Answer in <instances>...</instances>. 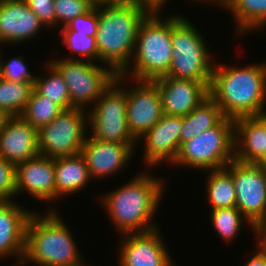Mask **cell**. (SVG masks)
I'll list each match as a JSON object with an SVG mask.
<instances>
[{"instance_id": "cell-1", "label": "cell", "mask_w": 266, "mask_h": 266, "mask_svg": "<svg viewBox=\"0 0 266 266\" xmlns=\"http://www.w3.org/2000/svg\"><path fill=\"white\" fill-rule=\"evenodd\" d=\"M209 96L227 118L258 116L266 111V62L244 67L215 63Z\"/></svg>"}, {"instance_id": "cell-2", "label": "cell", "mask_w": 266, "mask_h": 266, "mask_svg": "<svg viewBox=\"0 0 266 266\" xmlns=\"http://www.w3.org/2000/svg\"><path fill=\"white\" fill-rule=\"evenodd\" d=\"M150 175L148 171L138 173L127 184L101 196V205L108 211L110 220L121 235L159 228L153 223V217L166 187L162 178Z\"/></svg>"}, {"instance_id": "cell-3", "label": "cell", "mask_w": 266, "mask_h": 266, "mask_svg": "<svg viewBox=\"0 0 266 266\" xmlns=\"http://www.w3.org/2000/svg\"><path fill=\"white\" fill-rule=\"evenodd\" d=\"M96 8L99 63H104L120 74L130 64L139 25L148 13L131 0Z\"/></svg>"}, {"instance_id": "cell-4", "label": "cell", "mask_w": 266, "mask_h": 266, "mask_svg": "<svg viewBox=\"0 0 266 266\" xmlns=\"http://www.w3.org/2000/svg\"><path fill=\"white\" fill-rule=\"evenodd\" d=\"M55 210L45 216L32 212L26 225L24 257L15 264L24 266L30 261L35 266L84 265L73 234Z\"/></svg>"}, {"instance_id": "cell-5", "label": "cell", "mask_w": 266, "mask_h": 266, "mask_svg": "<svg viewBox=\"0 0 266 266\" xmlns=\"http://www.w3.org/2000/svg\"><path fill=\"white\" fill-rule=\"evenodd\" d=\"M171 58V17L148 14L138 28L132 64L120 74L133 82L153 81L169 73Z\"/></svg>"}, {"instance_id": "cell-6", "label": "cell", "mask_w": 266, "mask_h": 266, "mask_svg": "<svg viewBox=\"0 0 266 266\" xmlns=\"http://www.w3.org/2000/svg\"><path fill=\"white\" fill-rule=\"evenodd\" d=\"M171 42V67L166 76L207 82L210 85L215 63L211 61V52L207 50V41L182 14L171 15Z\"/></svg>"}, {"instance_id": "cell-7", "label": "cell", "mask_w": 266, "mask_h": 266, "mask_svg": "<svg viewBox=\"0 0 266 266\" xmlns=\"http://www.w3.org/2000/svg\"><path fill=\"white\" fill-rule=\"evenodd\" d=\"M234 140V120L225 117L218 125L184 142L172 165L206 172L224 168L235 159Z\"/></svg>"}, {"instance_id": "cell-8", "label": "cell", "mask_w": 266, "mask_h": 266, "mask_svg": "<svg viewBox=\"0 0 266 266\" xmlns=\"http://www.w3.org/2000/svg\"><path fill=\"white\" fill-rule=\"evenodd\" d=\"M127 79L118 74L111 85L89 109L88 125L91 137L103 142L139 143L130 133L127 117ZM123 82V83H122Z\"/></svg>"}, {"instance_id": "cell-9", "label": "cell", "mask_w": 266, "mask_h": 266, "mask_svg": "<svg viewBox=\"0 0 266 266\" xmlns=\"http://www.w3.org/2000/svg\"><path fill=\"white\" fill-rule=\"evenodd\" d=\"M49 62L59 71L68 86L71 105L86 109L99 99L118 75L111 67L78 59H52ZM94 102V103H93ZM86 107V108H85Z\"/></svg>"}, {"instance_id": "cell-10", "label": "cell", "mask_w": 266, "mask_h": 266, "mask_svg": "<svg viewBox=\"0 0 266 266\" xmlns=\"http://www.w3.org/2000/svg\"><path fill=\"white\" fill-rule=\"evenodd\" d=\"M86 116L88 113L82 108L63 110L38 129L39 155L57 158L81 153L88 126Z\"/></svg>"}, {"instance_id": "cell-11", "label": "cell", "mask_w": 266, "mask_h": 266, "mask_svg": "<svg viewBox=\"0 0 266 266\" xmlns=\"http://www.w3.org/2000/svg\"><path fill=\"white\" fill-rule=\"evenodd\" d=\"M236 207L258 228L266 223V172L256 163L232 160Z\"/></svg>"}, {"instance_id": "cell-12", "label": "cell", "mask_w": 266, "mask_h": 266, "mask_svg": "<svg viewBox=\"0 0 266 266\" xmlns=\"http://www.w3.org/2000/svg\"><path fill=\"white\" fill-rule=\"evenodd\" d=\"M127 89L126 117L131 135L139 141L164 115L157 85L138 81Z\"/></svg>"}, {"instance_id": "cell-13", "label": "cell", "mask_w": 266, "mask_h": 266, "mask_svg": "<svg viewBox=\"0 0 266 266\" xmlns=\"http://www.w3.org/2000/svg\"><path fill=\"white\" fill-rule=\"evenodd\" d=\"M156 228L123 234L118 251L119 266H175L162 235ZM120 257V258H119ZM174 263V264H173Z\"/></svg>"}, {"instance_id": "cell-14", "label": "cell", "mask_w": 266, "mask_h": 266, "mask_svg": "<svg viewBox=\"0 0 266 266\" xmlns=\"http://www.w3.org/2000/svg\"><path fill=\"white\" fill-rule=\"evenodd\" d=\"M159 89L164 115L186 116L209 96L207 82L163 76L153 80Z\"/></svg>"}, {"instance_id": "cell-15", "label": "cell", "mask_w": 266, "mask_h": 266, "mask_svg": "<svg viewBox=\"0 0 266 266\" xmlns=\"http://www.w3.org/2000/svg\"><path fill=\"white\" fill-rule=\"evenodd\" d=\"M182 116L163 115L141 138L144 139L143 161L149 170L158 164H172L180 150ZM164 160V161H163Z\"/></svg>"}, {"instance_id": "cell-16", "label": "cell", "mask_w": 266, "mask_h": 266, "mask_svg": "<svg viewBox=\"0 0 266 266\" xmlns=\"http://www.w3.org/2000/svg\"><path fill=\"white\" fill-rule=\"evenodd\" d=\"M86 137L81 154L88 166L91 179L106 178L126 168L136 144L103 142L90 135Z\"/></svg>"}, {"instance_id": "cell-17", "label": "cell", "mask_w": 266, "mask_h": 266, "mask_svg": "<svg viewBox=\"0 0 266 266\" xmlns=\"http://www.w3.org/2000/svg\"><path fill=\"white\" fill-rule=\"evenodd\" d=\"M15 190V197L25 191L37 200H56L54 158L37 155L17 164Z\"/></svg>"}, {"instance_id": "cell-18", "label": "cell", "mask_w": 266, "mask_h": 266, "mask_svg": "<svg viewBox=\"0 0 266 266\" xmlns=\"http://www.w3.org/2000/svg\"><path fill=\"white\" fill-rule=\"evenodd\" d=\"M45 27L25 0H0V42H28ZM0 43V44H1Z\"/></svg>"}, {"instance_id": "cell-19", "label": "cell", "mask_w": 266, "mask_h": 266, "mask_svg": "<svg viewBox=\"0 0 266 266\" xmlns=\"http://www.w3.org/2000/svg\"><path fill=\"white\" fill-rule=\"evenodd\" d=\"M38 130L21 116L9 117L0 130V157L15 166L39 155Z\"/></svg>"}, {"instance_id": "cell-20", "label": "cell", "mask_w": 266, "mask_h": 266, "mask_svg": "<svg viewBox=\"0 0 266 266\" xmlns=\"http://www.w3.org/2000/svg\"><path fill=\"white\" fill-rule=\"evenodd\" d=\"M15 202L0 201V259L24 257L26 225L32 211Z\"/></svg>"}, {"instance_id": "cell-21", "label": "cell", "mask_w": 266, "mask_h": 266, "mask_svg": "<svg viewBox=\"0 0 266 266\" xmlns=\"http://www.w3.org/2000/svg\"><path fill=\"white\" fill-rule=\"evenodd\" d=\"M235 160L243 163H257L266 153V127L257 117H243L234 120Z\"/></svg>"}, {"instance_id": "cell-22", "label": "cell", "mask_w": 266, "mask_h": 266, "mask_svg": "<svg viewBox=\"0 0 266 266\" xmlns=\"http://www.w3.org/2000/svg\"><path fill=\"white\" fill-rule=\"evenodd\" d=\"M56 199L77 193L91 181L88 166L81 153L54 158Z\"/></svg>"}, {"instance_id": "cell-23", "label": "cell", "mask_w": 266, "mask_h": 266, "mask_svg": "<svg viewBox=\"0 0 266 266\" xmlns=\"http://www.w3.org/2000/svg\"><path fill=\"white\" fill-rule=\"evenodd\" d=\"M224 118L220 107L208 96L188 115L182 116L180 146L194 136L218 125Z\"/></svg>"}, {"instance_id": "cell-24", "label": "cell", "mask_w": 266, "mask_h": 266, "mask_svg": "<svg viewBox=\"0 0 266 266\" xmlns=\"http://www.w3.org/2000/svg\"><path fill=\"white\" fill-rule=\"evenodd\" d=\"M224 8L233 14L238 35L266 28V0H230Z\"/></svg>"}, {"instance_id": "cell-25", "label": "cell", "mask_w": 266, "mask_h": 266, "mask_svg": "<svg viewBox=\"0 0 266 266\" xmlns=\"http://www.w3.org/2000/svg\"><path fill=\"white\" fill-rule=\"evenodd\" d=\"M206 180L211 209L236 207V190L232 178V161L224 168L209 170Z\"/></svg>"}, {"instance_id": "cell-26", "label": "cell", "mask_w": 266, "mask_h": 266, "mask_svg": "<svg viewBox=\"0 0 266 266\" xmlns=\"http://www.w3.org/2000/svg\"><path fill=\"white\" fill-rule=\"evenodd\" d=\"M45 64V70L47 73L49 72V76L47 74L45 78L42 77V75L36 77L34 81V90L38 94L47 97L49 100H53L64 110L74 108L71 105L68 86L63 77L49 61H46Z\"/></svg>"}, {"instance_id": "cell-27", "label": "cell", "mask_w": 266, "mask_h": 266, "mask_svg": "<svg viewBox=\"0 0 266 266\" xmlns=\"http://www.w3.org/2000/svg\"><path fill=\"white\" fill-rule=\"evenodd\" d=\"M34 90V83L0 79V109L10 117L20 116Z\"/></svg>"}, {"instance_id": "cell-28", "label": "cell", "mask_w": 266, "mask_h": 266, "mask_svg": "<svg viewBox=\"0 0 266 266\" xmlns=\"http://www.w3.org/2000/svg\"><path fill=\"white\" fill-rule=\"evenodd\" d=\"M210 215L213 230L217 231L226 243L232 242L237 237L242 229L241 226L244 225L243 223H247L253 229V234H256V228L242 215L237 207L211 209Z\"/></svg>"}, {"instance_id": "cell-29", "label": "cell", "mask_w": 266, "mask_h": 266, "mask_svg": "<svg viewBox=\"0 0 266 266\" xmlns=\"http://www.w3.org/2000/svg\"><path fill=\"white\" fill-rule=\"evenodd\" d=\"M63 110L53 100H49L33 90L20 116L38 130L53 121Z\"/></svg>"}, {"instance_id": "cell-30", "label": "cell", "mask_w": 266, "mask_h": 266, "mask_svg": "<svg viewBox=\"0 0 266 266\" xmlns=\"http://www.w3.org/2000/svg\"><path fill=\"white\" fill-rule=\"evenodd\" d=\"M62 45H65L72 55L66 59H80L99 62V53L95 36H88V33L77 32L74 30H61ZM76 53L78 57L76 58ZM75 54V55H74ZM80 56V57H79ZM94 60V61H93Z\"/></svg>"}, {"instance_id": "cell-31", "label": "cell", "mask_w": 266, "mask_h": 266, "mask_svg": "<svg viewBox=\"0 0 266 266\" xmlns=\"http://www.w3.org/2000/svg\"><path fill=\"white\" fill-rule=\"evenodd\" d=\"M93 6L89 0H54L56 26H65L77 16L87 13ZM59 22V23H58Z\"/></svg>"}, {"instance_id": "cell-32", "label": "cell", "mask_w": 266, "mask_h": 266, "mask_svg": "<svg viewBox=\"0 0 266 266\" xmlns=\"http://www.w3.org/2000/svg\"><path fill=\"white\" fill-rule=\"evenodd\" d=\"M0 71L1 78L7 81L34 83L36 79V76H33L29 71L21 55L11 57L7 62L3 61L0 56Z\"/></svg>"}, {"instance_id": "cell-33", "label": "cell", "mask_w": 266, "mask_h": 266, "mask_svg": "<svg viewBox=\"0 0 266 266\" xmlns=\"http://www.w3.org/2000/svg\"><path fill=\"white\" fill-rule=\"evenodd\" d=\"M16 166L0 157V201L15 200Z\"/></svg>"}, {"instance_id": "cell-34", "label": "cell", "mask_w": 266, "mask_h": 266, "mask_svg": "<svg viewBox=\"0 0 266 266\" xmlns=\"http://www.w3.org/2000/svg\"><path fill=\"white\" fill-rule=\"evenodd\" d=\"M98 27V10L92 7L87 13L72 19L62 30H74L77 32L88 33V36H95Z\"/></svg>"}, {"instance_id": "cell-35", "label": "cell", "mask_w": 266, "mask_h": 266, "mask_svg": "<svg viewBox=\"0 0 266 266\" xmlns=\"http://www.w3.org/2000/svg\"><path fill=\"white\" fill-rule=\"evenodd\" d=\"M28 7L37 15L40 22L47 27L56 26L54 0H25Z\"/></svg>"}, {"instance_id": "cell-36", "label": "cell", "mask_w": 266, "mask_h": 266, "mask_svg": "<svg viewBox=\"0 0 266 266\" xmlns=\"http://www.w3.org/2000/svg\"><path fill=\"white\" fill-rule=\"evenodd\" d=\"M148 14H161L162 8L168 3V0H131Z\"/></svg>"}, {"instance_id": "cell-37", "label": "cell", "mask_w": 266, "mask_h": 266, "mask_svg": "<svg viewBox=\"0 0 266 266\" xmlns=\"http://www.w3.org/2000/svg\"><path fill=\"white\" fill-rule=\"evenodd\" d=\"M256 247V253L244 263L243 266H266V252L261 248L260 245Z\"/></svg>"}, {"instance_id": "cell-38", "label": "cell", "mask_w": 266, "mask_h": 266, "mask_svg": "<svg viewBox=\"0 0 266 266\" xmlns=\"http://www.w3.org/2000/svg\"><path fill=\"white\" fill-rule=\"evenodd\" d=\"M257 245H260L261 248L266 252V223L262 224L256 228Z\"/></svg>"}, {"instance_id": "cell-39", "label": "cell", "mask_w": 266, "mask_h": 266, "mask_svg": "<svg viewBox=\"0 0 266 266\" xmlns=\"http://www.w3.org/2000/svg\"><path fill=\"white\" fill-rule=\"evenodd\" d=\"M125 0H89L93 7L101 6V5H113L123 2Z\"/></svg>"}, {"instance_id": "cell-40", "label": "cell", "mask_w": 266, "mask_h": 266, "mask_svg": "<svg viewBox=\"0 0 266 266\" xmlns=\"http://www.w3.org/2000/svg\"><path fill=\"white\" fill-rule=\"evenodd\" d=\"M10 116L0 109V130L5 126L6 121Z\"/></svg>"}, {"instance_id": "cell-41", "label": "cell", "mask_w": 266, "mask_h": 266, "mask_svg": "<svg viewBox=\"0 0 266 266\" xmlns=\"http://www.w3.org/2000/svg\"><path fill=\"white\" fill-rule=\"evenodd\" d=\"M256 164L266 172V153L259 159Z\"/></svg>"}, {"instance_id": "cell-42", "label": "cell", "mask_w": 266, "mask_h": 266, "mask_svg": "<svg viewBox=\"0 0 266 266\" xmlns=\"http://www.w3.org/2000/svg\"><path fill=\"white\" fill-rule=\"evenodd\" d=\"M213 1V2H212ZM230 0H211V4H218L219 7L221 6L222 8L229 2Z\"/></svg>"}, {"instance_id": "cell-43", "label": "cell", "mask_w": 266, "mask_h": 266, "mask_svg": "<svg viewBox=\"0 0 266 266\" xmlns=\"http://www.w3.org/2000/svg\"><path fill=\"white\" fill-rule=\"evenodd\" d=\"M266 127V111H263L258 116H256Z\"/></svg>"}, {"instance_id": "cell-44", "label": "cell", "mask_w": 266, "mask_h": 266, "mask_svg": "<svg viewBox=\"0 0 266 266\" xmlns=\"http://www.w3.org/2000/svg\"><path fill=\"white\" fill-rule=\"evenodd\" d=\"M191 1H193V0H191ZM194 1H198V2H201V3H203L204 1L207 2V3L211 2V0H194Z\"/></svg>"}]
</instances>
